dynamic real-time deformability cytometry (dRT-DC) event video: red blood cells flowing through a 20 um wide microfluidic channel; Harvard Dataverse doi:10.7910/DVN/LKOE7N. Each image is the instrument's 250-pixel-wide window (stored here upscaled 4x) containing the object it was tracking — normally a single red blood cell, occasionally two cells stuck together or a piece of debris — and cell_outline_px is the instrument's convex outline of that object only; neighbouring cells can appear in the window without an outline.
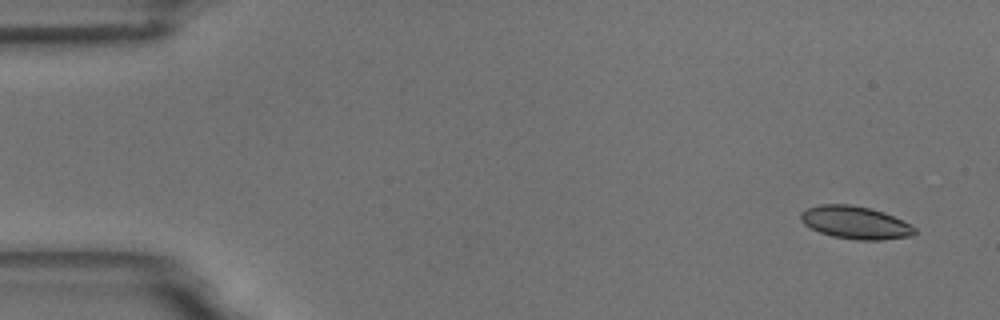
{"species": "common noctule bat (a hibernating species)", "species_latin": "Nyctalus noctula", "temperature_condition": "room temperature", "stored_images_in_passage": 6, "camera_frame_rate_fps": 3000, "um_per_image_px": 0.085, "animal": {"sex": "male", "body_mass_g": 18.8}, "frame": {"image": 1, "passage_image": 1, "time_ms": 0.0, "image_size_px": [1000, 320], "cell_outline_px": [[916, 232], [912, 236], [880, 240], [856, 240], [832, 236], [820, 232], [804, 224], [800, 220], [800, 212], [808, 208], [820, 204], [852, 204], [884, 212], [916, 228]], "centroid_in_image_um": [72.67, 18.92], "position_along_channel_um": 12.3, "area_um2": 21.62}}
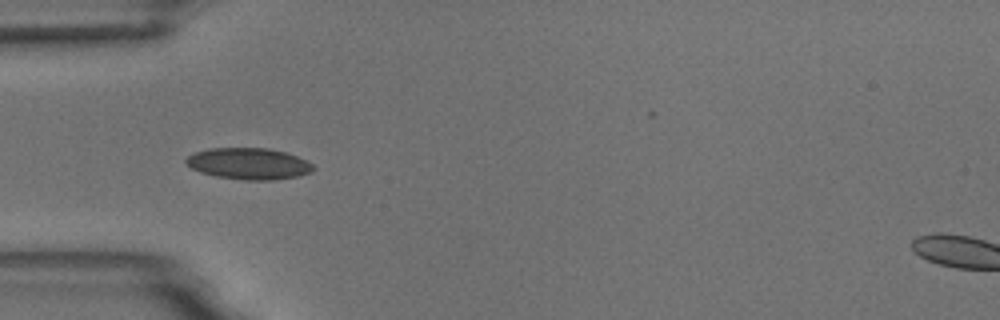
{"frame": {"image": 2, "passage_image": 5, "time_ms": 4.667, "image_size_px": [1000, 320], "cell_outline_px": [[316, 168], [312, 172], [300, 176], [272, 180], [244, 180], [216, 176], [200, 172], [192, 168], [184, 160], [188, 156], [196, 152], [208, 148], [268, 148], [284, 152], [296, 156], [312, 164]], "centroid_in_image_um": [21.16, 13.92], "position_along_channel_um": 63.8, "area_um2": 23.24}}